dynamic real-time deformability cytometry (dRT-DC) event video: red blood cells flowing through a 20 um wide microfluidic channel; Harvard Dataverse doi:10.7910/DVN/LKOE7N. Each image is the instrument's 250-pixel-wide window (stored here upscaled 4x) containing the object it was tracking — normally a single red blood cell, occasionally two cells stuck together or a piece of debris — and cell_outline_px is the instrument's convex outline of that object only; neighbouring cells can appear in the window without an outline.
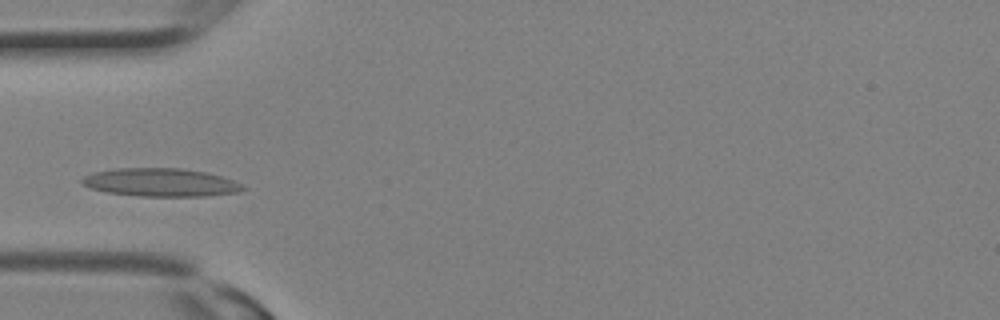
{"species": "Egyptian fruit bat (a non-hibernating species)", "species_latin": "Rousettus aegyptiacus", "temperature_condition": "room temperature", "stored_images_in_passage": 8, "camera_frame_rate_fps": 3000, "um_per_image_px": 0.085, "animal": {"sex": "female"}, "frame": {"image": 1, "passage_image": 5, "time_ms": 1.333, "image_size_px": [1000, 320], "cell_outline_px": [[248, 188], [240, 192], [204, 196], [140, 196], [108, 192], [92, 188], [84, 184], [80, 180], [84, 176], [92, 172], [116, 168], [180, 168], [204, 172], [220, 176], [232, 180]], "centroid_in_image_um": [13.66, 15.5], "position_along_channel_um": 71.3, "area_um2": 26.24}}
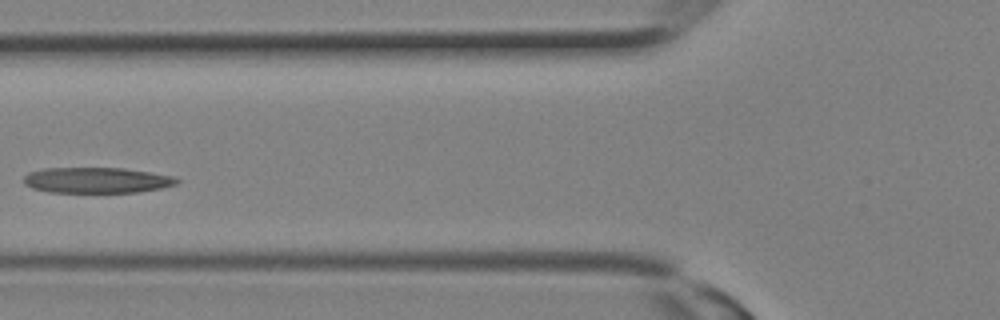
{"frame": {"image": 2, "passage_image": 7, "time_ms": 2.0, "image_size_px": [1000, 320], "cell_outline_px": [[180, 180], [176, 184], [160, 188], [136, 192], [48, 192], [32, 188], [24, 184], [24, 176], [28, 172], [44, 168], [124, 168], [152, 172], [176, 176]], "centroid_in_image_um": [8.23, 15.31], "position_along_channel_um": 117.6, "area_um2": 23.0}}